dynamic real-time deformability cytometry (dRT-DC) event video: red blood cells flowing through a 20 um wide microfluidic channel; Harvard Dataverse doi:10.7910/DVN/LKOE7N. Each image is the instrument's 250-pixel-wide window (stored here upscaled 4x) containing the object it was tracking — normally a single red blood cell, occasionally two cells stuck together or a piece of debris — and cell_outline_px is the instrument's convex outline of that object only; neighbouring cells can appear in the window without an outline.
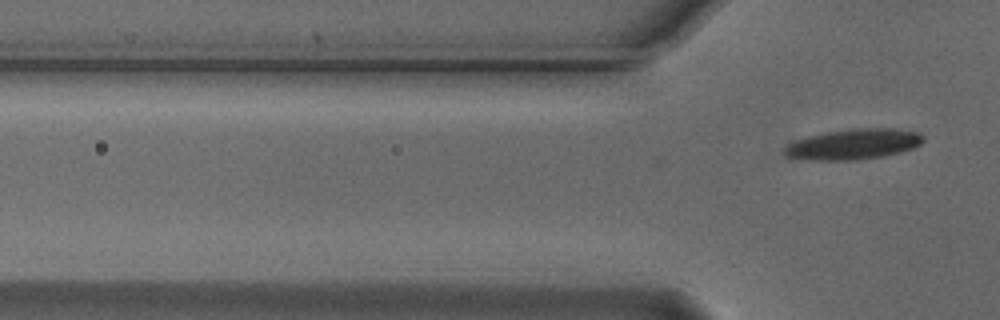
{"species": "Egyptian fruit bat (a non-hibernating species)", "species_latin": "Rousettus aegyptiacus", "temperature_condition": "cold", "stored_images_in_passage": 2, "camera_frame_rate_fps": 3000, "um_per_image_px": 0.085, "animal": {"sex": "male"}, "frame": {"image": 1, "passage_image": 2, "time_ms": 0.333, "image_size_px": [1000, 320], "cell_outline_px": [[924, 140], [920, 144], [912, 148], [900, 152], [884, 156], [856, 160], [808, 160], [784, 156], [780, 152], [792, 140], [824, 132], [852, 128], [896, 128], [920, 132], [924, 136]], "centroid_in_image_um": [72.5, 12.25], "position_along_channel_um": 53.3, "area_um2": 25.14}}